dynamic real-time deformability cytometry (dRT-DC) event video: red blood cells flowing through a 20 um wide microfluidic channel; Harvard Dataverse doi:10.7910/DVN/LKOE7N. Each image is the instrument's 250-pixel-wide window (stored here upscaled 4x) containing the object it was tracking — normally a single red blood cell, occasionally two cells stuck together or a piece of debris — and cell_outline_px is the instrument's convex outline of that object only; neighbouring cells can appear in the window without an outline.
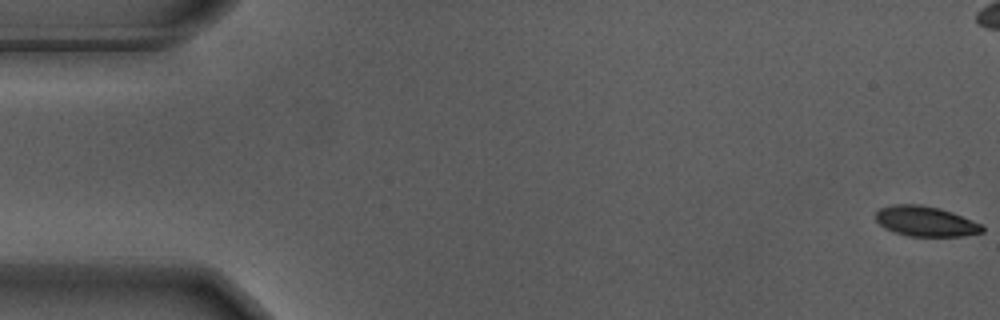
{"species": "Egyptian fruit bat (a non-hibernating species)", "species_latin": "Rousettus aegyptiacus", "temperature_condition": "warm", "stored_images_in_passage": 58, "camera_frame_rate_fps": 3000, "um_per_image_px": 0.085, "animal": {"sex": "male"}, "frame": {"image": 1, "passage_image": 1, "time_ms": 0.0, "image_size_px": [1000, 320], "cell_outline_px": [[984, 232], [964, 236], [908, 236], [892, 232], [884, 228], [876, 220], [876, 212], [880, 208], [896, 204], [920, 204], [940, 208], [952, 212], [980, 224], [984, 228]], "centroid_in_image_um": [78.65, 18.81], "position_along_channel_um": 6.3, "area_um2": 18.73}}
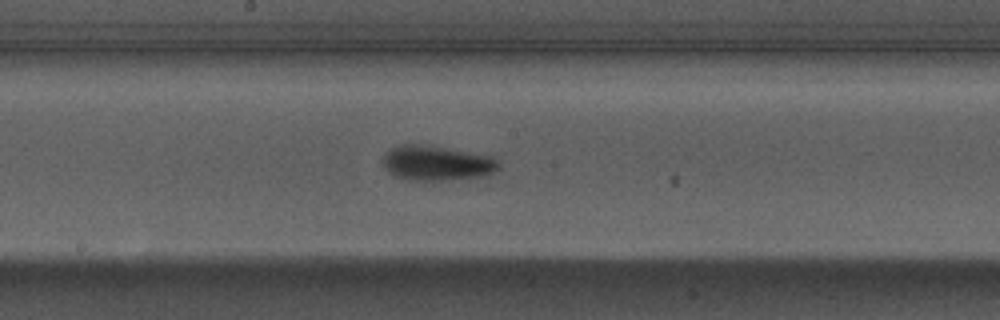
{"frame": {"image": 2, "passage_image": 30, "time_ms": 9.667, "image_size_px": [1000, 320], "cell_outline_px": [[500, 168], [484, 176], [444, 180], [408, 180], [396, 176], [388, 172], [384, 168], [384, 152], [400, 144], [428, 144], [492, 156], [500, 164]], "centroid_in_image_um": [37.11, 13.85], "position_along_channel_um": 211.1, "area_um2": 23.7}}
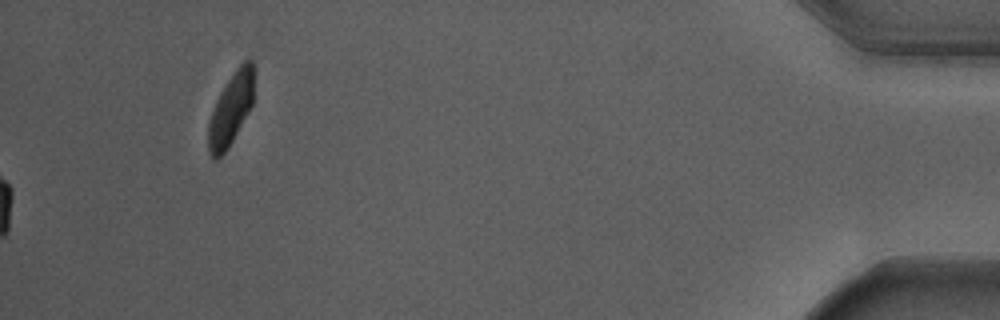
{"frame": {"image": 3, "passage_image": 58, "time_ms": 19.0, "image_size_px": [1000, 320], "cell_outline_px": [[256, 68], [252, 104], [228, 148], [216, 160], [212, 160], [208, 152], [208, 124], [216, 100], [220, 92], [236, 68], [244, 60], [252, 60]], "centroid_in_image_um": [19.64, 9.23], "position_along_channel_um": 415.6, "area_um2": 19.31}, "authors_computed_cell_mechanics": {"area_um2": 21.6172, "velocity_mm_per_s": 3.6725, "shape_relaxation_time_tau1_ms": 2.9072, "shape_relaxation_time_tau2_ms": 1.3209, "deformation_change_tau1": 0.1548, "deformation_change_tau2": 0.0569}}